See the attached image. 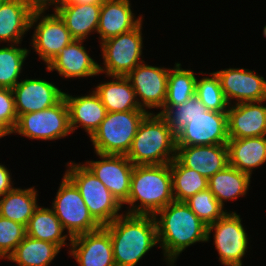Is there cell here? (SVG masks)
I'll return each mask as SVG.
<instances>
[{
  "label": "cell",
  "instance_id": "obj_38",
  "mask_svg": "<svg viewBox=\"0 0 266 266\" xmlns=\"http://www.w3.org/2000/svg\"><path fill=\"white\" fill-rule=\"evenodd\" d=\"M17 120L13 90L0 88V127L10 135L17 124Z\"/></svg>",
  "mask_w": 266,
  "mask_h": 266
},
{
  "label": "cell",
  "instance_id": "obj_36",
  "mask_svg": "<svg viewBox=\"0 0 266 266\" xmlns=\"http://www.w3.org/2000/svg\"><path fill=\"white\" fill-rule=\"evenodd\" d=\"M185 203L207 226L216 222L227 212L209 188L191 196Z\"/></svg>",
  "mask_w": 266,
  "mask_h": 266
},
{
  "label": "cell",
  "instance_id": "obj_3",
  "mask_svg": "<svg viewBox=\"0 0 266 266\" xmlns=\"http://www.w3.org/2000/svg\"><path fill=\"white\" fill-rule=\"evenodd\" d=\"M173 201L170 163L134 165L126 213L154 216Z\"/></svg>",
  "mask_w": 266,
  "mask_h": 266
},
{
  "label": "cell",
  "instance_id": "obj_4",
  "mask_svg": "<svg viewBox=\"0 0 266 266\" xmlns=\"http://www.w3.org/2000/svg\"><path fill=\"white\" fill-rule=\"evenodd\" d=\"M176 135L158 113H148L140 122L126 157L134 165L168 164L176 158Z\"/></svg>",
  "mask_w": 266,
  "mask_h": 266
},
{
  "label": "cell",
  "instance_id": "obj_18",
  "mask_svg": "<svg viewBox=\"0 0 266 266\" xmlns=\"http://www.w3.org/2000/svg\"><path fill=\"white\" fill-rule=\"evenodd\" d=\"M260 102L229 105L227 124L229 139L266 136V106Z\"/></svg>",
  "mask_w": 266,
  "mask_h": 266
},
{
  "label": "cell",
  "instance_id": "obj_7",
  "mask_svg": "<svg viewBox=\"0 0 266 266\" xmlns=\"http://www.w3.org/2000/svg\"><path fill=\"white\" fill-rule=\"evenodd\" d=\"M141 22L133 30L109 38L100 42L104 66L99 65L100 74L107 77L126 76L138 64L144 62L141 59L143 49Z\"/></svg>",
  "mask_w": 266,
  "mask_h": 266
},
{
  "label": "cell",
  "instance_id": "obj_19",
  "mask_svg": "<svg viewBox=\"0 0 266 266\" xmlns=\"http://www.w3.org/2000/svg\"><path fill=\"white\" fill-rule=\"evenodd\" d=\"M176 147V158L207 179L228 165L227 144Z\"/></svg>",
  "mask_w": 266,
  "mask_h": 266
},
{
  "label": "cell",
  "instance_id": "obj_14",
  "mask_svg": "<svg viewBox=\"0 0 266 266\" xmlns=\"http://www.w3.org/2000/svg\"><path fill=\"white\" fill-rule=\"evenodd\" d=\"M228 140L227 112L207 110L176 135V146L227 144Z\"/></svg>",
  "mask_w": 266,
  "mask_h": 266
},
{
  "label": "cell",
  "instance_id": "obj_31",
  "mask_svg": "<svg viewBox=\"0 0 266 266\" xmlns=\"http://www.w3.org/2000/svg\"><path fill=\"white\" fill-rule=\"evenodd\" d=\"M174 201L185 202L191 196L208 188V179L185 167L177 158L170 162Z\"/></svg>",
  "mask_w": 266,
  "mask_h": 266
},
{
  "label": "cell",
  "instance_id": "obj_9",
  "mask_svg": "<svg viewBox=\"0 0 266 266\" xmlns=\"http://www.w3.org/2000/svg\"><path fill=\"white\" fill-rule=\"evenodd\" d=\"M46 10L45 6L38 5L30 19V29L33 27L35 29L30 44L39 55V59L44 61L45 66L59 54L62 48L74 40L58 13L54 11L53 14L45 15L43 13Z\"/></svg>",
  "mask_w": 266,
  "mask_h": 266
},
{
  "label": "cell",
  "instance_id": "obj_16",
  "mask_svg": "<svg viewBox=\"0 0 266 266\" xmlns=\"http://www.w3.org/2000/svg\"><path fill=\"white\" fill-rule=\"evenodd\" d=\"M68 245L79 266H115L110 234L103 226L71 238Z\"/></svg>",
  "mask_w": 266,
  "mask_h": 266
},
{
  "label": "cell",
  "instance_id": "obj_30",
  "mask_svg": "<svg viewBox=\"0 0 266 266\" xmlns=\"http://www.w3.org/2000/svg\"><path fill=\"white\" fill-rule=\"evenodd\" d=\"M60 250L61 248L54 243L26 235L8 260L17 263L18 266H48Z\"/></svg>",
  "mask_w": 266,
  "mask_h": 266
},
{
  "label": "cell",
  "instance_id": "obj_41",
  "mask_svg": "<svg viewBox=\"0 0 266 266\" xmlns=\"http://www.w3.org/2000/svg\"><path fill=\"white\" fill-rule=\"evenodd\" d=\"M8 136L9 134L3 129L0 127V138L4 137V136Z\"/></svg>",
  "mask_w": 266,
  "mask_h": 266
},
{
  "label": "cell",
  "instance_id": "obj_40",
  "mask_svg": "<svg viewBox=\"0 0 266 266\" xmlns=\"http://www.w3.org/2000/svg\"><path fill=\"white\" fill-rule=\"evenodd\" d=\"M104 0H47L43 6L49 9V6H54L55 11L59 6L68 4H102Z\"/></svg>",
  "mask_w": 266,
  "mask_h": 266
},
{
  "label": "cell",
  "instance_id": "obj_24",
  "mask_svg": "<svg viewBox=\"0 0 266 266\" xmlns=\"http://www.w3.org/2000/svg\"><path fill=\"white\" fill-rule=\"evenodd\" d=\"M227 148L228 165L250 176L266 162V136L229 139Z\"/></svg>",
  "mask_w": 266,
  "mask_h": 266
},
{
  "label": "cell",
  "instance_id": "obj_33",
  "mask_svg": "<svg viewBox=\"0 0 266 266\" xmlns=\"http://www.w3.org/2000/svg\"><path fill=\"white\" fill-rule=\"evenodd\" d=\"M16 45L0 48V88L13 89L20 82L18 78L30 50Z\"/></svg>",
  "mask_w": 266,
  "mask_h": 266
},
{
  "label": "cell",
  "instance_id": "obj_37",
  "mask_svg": "<svg viewBox=\"0 0 266 266\" xmlns=\"http://www.w3.org/2000/svg\"><path fill=\"white\" fill-rule=\"evenodd\" d=\"M26 237V226L0 216V259H8Z\"/></svg>",
  "mask_w": 266,
  "mask_h": 266
},
{
  "label": "cell",
  "instance_id": "obj_25",
  "mask_svg": "<svg viewBox=\"0 0 266 266\" xmlns=\"http://www.w3.org/2000/svg\"><path fill=\"white\" fill-rule=\"evenodd\" d=\"M101 4H68L55 11L65 22L67 29L76 40H85L91 32L97 33Z\"/></svg>",
  "mask_w": 266,
  "mask_h": 266
},
{
  "label": "cell",
  "instance_id": "obj_23",
  "mask_svg": "<svg viewBox=\"0 0 266 266\" xmlns=\"http://www.w3.org/2000/svg\"><path fill=\"white\" fill-rule=\"evenodd\" d=\"M64 98L69 109L72 133L81 126L91 137L107 113L98 94L93 90L90 94L73 97L64 92Z\"/></svg>",
  "mask_w": 266,
  "mask_h": 266
},
{
  "label": "cell",
  "instance_id": "obj_6",
  "mask_svg": "<svg viewBox=\"0 0 266 266\" xmlns=\"http://www.w3.org/2000/svg\"><path fill=\"white\" fill-rule=\"evenodd\" d=\"M148 113L153 112H107L99 128L90 137L95 153L127 155L138 126Z\"/></svg>",
  "mask_w": 266,
  "mask_h": 266
},
{
  "label": "cell",
  "instance_id": "obj_13",
  "mask_svg": "<svg viewBox=\"0 0 266 266\" xmlns=\"http://www.w3.org/2000/svg\"><path fill=\"white\" fill-rule=\"evenodd\" d=\"M101 160L84 165L106 186L111 194L124 205L129 197L134 164L126 155L96 153Z\"/></svg>",
  "mask_w": 266,
  "mask_h": 266
},
{
  "label": "cell",
  "instance_id": "obj_15",
  "mask_svg": "<svg viewBox=\"0 0 266 266\" xmlns=\"http://www.w3.org/2000/svg\"><path fill=\"white\" fill-rule=\"evenodd\" d=\"M215 73L229 105H232L234 100L233 104L266 101V80L254 71L228 68Z\"/></svg>",
  "mask_w": 266,
  "mask_h": 266
},
{
  "label": "cell",
  "instance_id": "obj_22",
  "mask_svg": "<svg viewBox=\"0 0 266 266\" xmlns=\"http://www.w3.org/2000/svg\"><path fill=\"white\" fill-rule=\"evenodd\" d=\"M143 17H135L130 0H104L97 28L100 42L136 28Z\"/></svg>",
  "mask_w": 266,
  "mask_h": 266
},
{
  "label": "cell",
  "instance_id": "obj_28",
  "mask_svg": "<svg viewBox=\"0 0 266 266\" xmlns=\"http://www.w3.org/2000/svg\"><path fill=\"white\" fill-rule=\"evenodd\" d=\"M37 192L34 187L28 189L17 187L7 192L0 197V216L27 226L39 206Z\"/></svg>",
  "mask_w": 266,
  "mask_h": 266
},
{
  "label": "cell",
  "instance_id": "obj_20",
  "mask_svg": "<svg viewBox=\"0 0 266 266\" xmlns=\"http://www.w3.org/2000/svg\"><path fill=\"white\" fill-rule=\"evenodd\" d=\"M84 40L74 39L46 66L65 78L92 77L100 74L99 64L87 53Z\"/></svg>",
  "mask_w": 266,
  "mask_h": 266
},
{
  "label": "cell",
  "instance_id": "obj_17",
  "mask_svg": "<svg viewBox=\"0 0 266 266\" xmlns=\"http://www.w3.org/2000/svg\"><path fill=\"white\" fill-rule=\"evenodd\" d=\"M12 90L17 117L52 107L64 97L62 89L40 78L20 80Z\"/></svg>",
  "mask_w": 266,
  "mask_h": 266
},
{
  "label": "cell",
  "instance_id": "obj_2",
  "mask_svg": "<svg viewBox=\"0 0 266 266\" xmlns=\"http://www.w3.org/2000/svg\"><path fill=\"white\" fill-rule=\"evenodd\" d=\"M110 234L115 266H136L156 244L157 225L153 215L121 213L103 226Z\"/></svg>",
  "mask_w": 266,
  "mask_h": 266
},
{
  "label": "cell",
  "instance_id": "obj_21",
  "mask_svg": "<svg viewBox=\"0 0 266 266\" xmlns=\"http://www.w3.org/2000/svg\"><path fill=\"white\" fill-rule=\"evenodd\" d=\"M37 6L34 0H4L0 6V42L21 44Z\"/></svg>",
  "mask_w": 266,
  "mask_h": 266
},
{
  "label": "cell",
  "instance_id": "obj_8",
  "mask_svg": "<svg viewBox=\"0 0 266 266\" xmlns=\"http://www.w3.org/2000/svg\"><path fill=\"white\" fill-rule=\"evenodd\" d=\"M51 208L63 229L67 230L69 241L73 237L96 231L102 227L90 214L79 190L65 175Z\"/></svg>",
  "mask_w": 266,
  "mask_h": 266
},
{
  "label": "cell",
  "instance_id": "obj_35",
  "mask_svg": "<svg viewBox=\"0 0 266 266\" xmlns=\"http://www.w3.org/2000/svg\"><path fill=\"white\" fill-rule=\"evenodd\" d=\"M209 76L196 79L195 95L207 110L227 112L229 104L223 94L219 77L215 72L210 73Z\"/></svg>",
  "mask_w": 266,
  "mask_h": 266
},
{
  "label": "cell",
  "instance_id": "obj_10",
  "mask_svg": "<svg viewBox=\"0 0 266 266\" xmlns=\"http://www.w3.org/2000/svg\"><path fill=\"white\" fill-rule=\"evenodd\" d=\"M13 133L36 140H56L68 136L72 131L65 98L47 109L20 115Z\"/></svg>",
  "mask_w": 266,
  "mask_h": 266
},
{
  "label": "cell",
  "instance_id": "obj_42",
  "mask_svg": "<svg viewBox=\"0 0 266 266\" xmlns=\"http://www.w3.org/2000/svg\"><path fill=\"white\" fill-rule=\"evenodd\" d=\"M38 5H43L47 0H34Z\"/></svg>",
  "mask_w": 266,
  "mask_h": 266
},
{
  "label": "cell",
  "instance_id": "obj_39",
  "mask_svg": "<svg viewBox=\"0 0 266 266\" xmlns=\"http://www.w3.org/2000/svg\"><path fill=\"white\" fill-rule=\"evenodd\" d=\"M11 176L9 169L0 163V197L15 188Z\"/></svg>",
  "mask_w": 266,
  "mask_h": 266
},
{
  "label": "cell",
  "instance_id": "obj_32",
  "mask_svg": "<svg viewBox=\"0 0 266 266\" xmlns=\"http://www.w3.org/2000/svg\"><path fill=\"white\" fill-rule=\"evenodd\" d=\"M181 63H175L169 69L167 82V95L163 107H174L184 104L195 95L196 79L194 71L183 69Z\"/></svg>",
  "mask_w": 266,
  "mask_h": 266
},
{
  "label": "cell",
  "instance_id": "obj_34",
  "mask_svg": "<svg viewBox=\"0 0 266 266\" xmlns=\"http://www.w3.org/2000/svg\"><path fill=\"white\" fill-rule=\"evenodd\" d=\"M207 111L196 95L189 98L184 104L174 107H163L158 112L167 122L172 132L177 135L191 119Z\"/></svg>",
  "mask_w": 266,
  "mask_h": 266
},
{
  "label": "cell",
  "instance_id": "obj_12",
  "mask_svg": "<svg viewBox=\"0 0 266 266\" xmlns=\"http://www.w3.org/2000/svg\"><path fill=\"white\" fill-rule=\"evenodd\" d=\"M169 69L151 66L144 61L126 75L141 109L146 112H148L147 109L152 108L163 109L167 95Z\"/></svg>",
  "mask_w": 266,
  "mask_h": 266
},
{
  "label": "cell",
  "instance_id": "obj_5",
  "mask_svg": "<svg viewBox=\"0 0 266 266\" xmlns=\"http://www.w3.org/2000/svg\"><path fill=\"white\" fill-rule=\"evenodd\" d=\"M67 168L64 175L79 190L90 214L101 226L121 215L123 205L84 164L71 161Z\"/></svg>",
  "mask_w": 266,
  "mask_h": 266
},
{
  "label": "cell",
  "instance_id": "obj_26",
  "mask_svg": "<svg viewBox=\"0 0 266 266\" xmlns=\"http://www.w3.org/2000/svg\"><path fill=\"white\" fill-rule=\"evenodd\" d=\"M112 79L110 82L98 84L94 89L105 106L106 112L143 110L127 77L112 76Z\"/></svg>",
  "mask_w": 266,
  "mask_h": 266
},
{
  "label": "cell",
  "instance_id": "obj_11",
  "mask_svg": "<svg viewBox=\"0 0 266 266\" xmlns=\"http://www.w3.org/2000/svg\"><path fill=\"white\" fill-rule=\"evenodd\" d=\"M213 230L214 244L221 264L242 266V259L249 248V237L240 215L235 211L226 212L216 222L207 226V242Z\"/></svg>",
  "mask_w": 266,
  "mask_h": 266
},
{
  "label": "cell",
  "instance_id": "obj_1",
  "mask_svg": "<svg viewBox=\"0 0 266 266\" xmlns=\"http://www.w3.org/2000/svg\"><path fill=\"white\" fill-rule=\"evenodd\" d=\"M154 218L158 244L170 266H174L177 257L187 247L197 242H207V225L185 202H171L158 211Z\"/></svg>",
  "mask_w": 266,
  "mask_h": 266
},
{
  "label": "cell",
  "instance_id": "obj_27",
  "mask_svg": "<svg viewBox=\"0 0 266 266\" xmlns=\"http://www.w3.org/2000/svg\"><path fill=\"white\" fill-rule=\"evenodd\" d=\"M251 176L227 165L208 179V188L224 207V202L244 197L249 189Z\"/></svg>",
  "mask_w": 266,
  "mask_h": 266
},
{
  "label": "cell",
  "instance_id": "obj_29",
  "mask_svg": "<svg viewBox=\"0 0 266 266\" xmlns=\"http://www.w3.org/2000/svg\"><path fill=\"white\" fill-rule=\"evenodd\" d=\"M61 222L52 208L38 206L26 226V235L58 245L60 248L67 246L69 235L63 234Z\"/></svg>",
  "mask_w": 266,
  "mask_h": 266
}]
</instances>
